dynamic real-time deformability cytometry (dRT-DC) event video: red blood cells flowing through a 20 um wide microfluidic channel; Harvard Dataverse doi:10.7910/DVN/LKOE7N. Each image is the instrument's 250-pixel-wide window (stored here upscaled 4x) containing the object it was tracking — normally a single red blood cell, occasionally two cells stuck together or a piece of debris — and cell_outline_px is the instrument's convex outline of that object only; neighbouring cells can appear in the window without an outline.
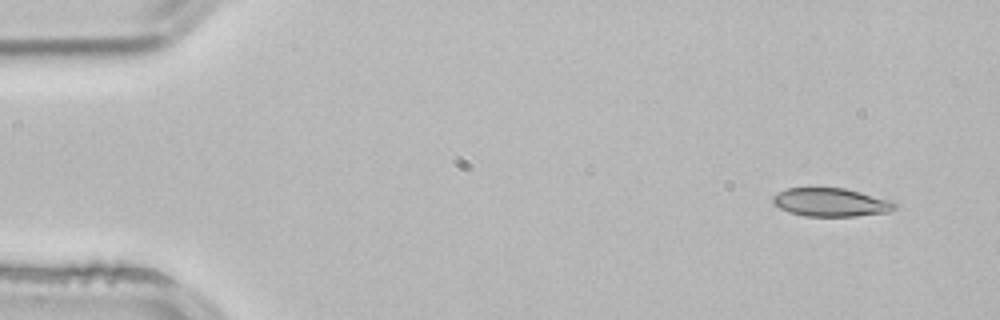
{"species": "common noctule bat (a hibernating species)", "species_latin": "Nyctalus noctula", "temperature_condition": "room temperature", "stored_images_in_passage": 3, "camera_frame_rate_fps": 3000, "um_per_image_px": 0.085, "animal": {"sex": "male", "body_mass_g": 21.5, "forearm_length_mm": 52.0}, "frame": {"image": 1, "passage_image": 1, "time_ms": 0.0, "image_size_px": [1000, 320], "cell_outline_px": [[896, 208], [888, 212], [856, 216], [804, 216], [788, 212], [772, 204], [772, 196], [788, 188], [844, 188], [896, 200]], "centroid_in_image_um": [70.66, 17.2], "position_along_channel_um": 14.3, "area_um2": 20.4}}